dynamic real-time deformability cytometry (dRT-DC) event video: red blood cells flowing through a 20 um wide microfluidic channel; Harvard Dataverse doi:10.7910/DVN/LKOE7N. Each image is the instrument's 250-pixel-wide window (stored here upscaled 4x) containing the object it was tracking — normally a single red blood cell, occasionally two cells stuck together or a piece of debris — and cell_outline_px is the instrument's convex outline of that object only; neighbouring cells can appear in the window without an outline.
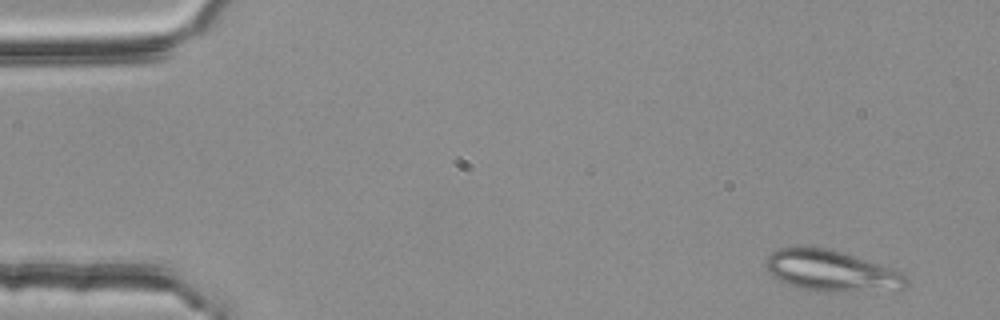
{"species": "common noctule bat (a hibernating species)", "species_latin": "Nyctalus noctula", "temperature_condition": "room temperature", "stored_images_in_passage": 3, "camera_frame_rate_fps": 3000, "um_per_image_px": 0.085, "animal": {"sex": "female", "body_mass_g": 25.1}, "frame": {"image": 1, "passage_image": 1, "time_ms": 0.0, "image_size_px": [1000, 320], "cell_outline_px": [[908, 284], [904, 288], [832, 292], [824, 292], [800, 288], [788, 284], [772, 276], [768, 272], [764, 264], [768, 256], [772, 252], [780, 248], [828, 248], [892, 268], [904, 272], [908, 276]], "centroid_in_image_um": [70.67, 23.03], "position_along_channel_um": 14.3, "area_um2": 33.18}}